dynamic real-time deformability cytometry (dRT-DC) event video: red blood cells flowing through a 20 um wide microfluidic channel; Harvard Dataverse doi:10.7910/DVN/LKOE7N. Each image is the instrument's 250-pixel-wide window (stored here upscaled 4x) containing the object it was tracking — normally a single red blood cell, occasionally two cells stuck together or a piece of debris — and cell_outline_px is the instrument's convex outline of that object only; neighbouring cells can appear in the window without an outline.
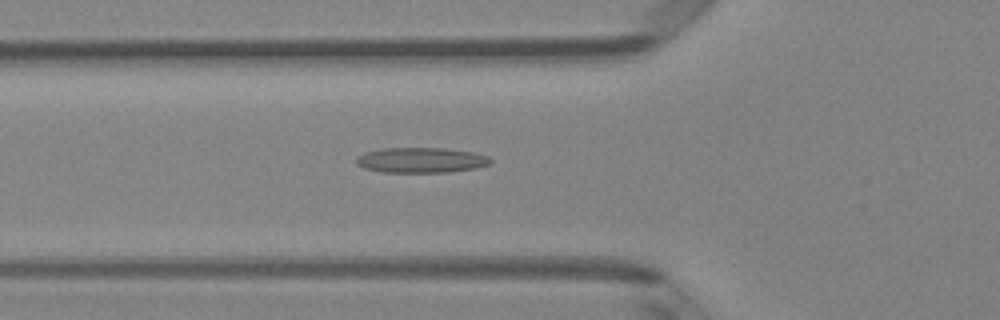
{"species": "Egyptian fruit bat (a non-hibernating species)", "species_latin": "Rousettus aegyptiacus", "temperature_condition": "room temperature", "stored_images_in_passage": 49, "camera_frame_rate_fps": 3000, "um_per_image_px": 0.085, "animal": {"sex": "female"}, "frame": {"image": 1, "passage_image": 18, "time_ms": 5.667, "image_size_px": [1000, 320], "cell_outline_px": [[492, 160], [488, 164], [476, 168], [448, 172], [380, 172], [364, 168], [356, 164], [356, 156], [364, 152], [384, 148], [444, 148], [472, 152], [488, 156]], "centroid_in_image_um": [35.75, 13.61], "position_along_channel_um": 90.1, "area_um2": 19.77}}
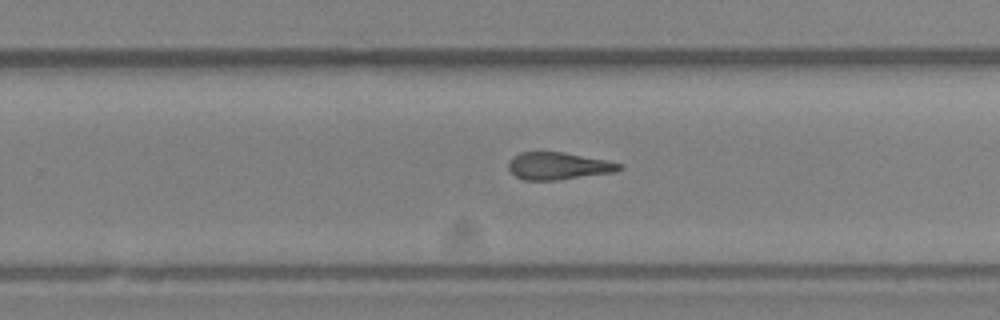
{"frame": {"image": 2, "passage_image": 32, "time_ms": 10.333, "image_size_px": [1000, 320], "cell_outline_px": [[624, 168], [616, 172], [556, 180], [524, 180], [516, 176], [508, 168], [508, 160], [512, 156], [520, 152], [564, 152], [624, 164]], "centroid_in_image_um": [47.46, 14.1], "position_along_channel_um": 282.3, "area_um2": 17.69}}
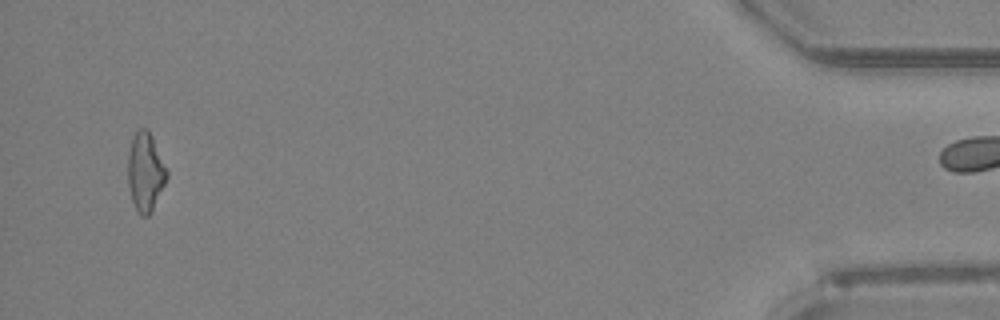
{"frame": {"image": 3, "passage_image": 48, "time_ms": 15.667, "image_size_px": [1000, 320], "cell_outline_px": [[168, 176], [152, 212], [148, 216], [140, 216], [136, 212], [128, 188], [128, 152], [132, 136], [140, 128], [148, 128], [152, 136], [168, 172]], "centroid_in_image_um": [12.34, 14.63], "position_along_channel_um": 422.9, "area_um2": 18.03}, "authors_computed_cell_mechanics": {"area_um2": 18.496, "velocity_mm_per_s": 4.1335, "shape_relaxation_time_tau1_ms": null, "shape_relaxation_time_tau2_ms": 3.6691, "deformation_change_tau1": null, "deformation_change_tau2": 0.1608}}